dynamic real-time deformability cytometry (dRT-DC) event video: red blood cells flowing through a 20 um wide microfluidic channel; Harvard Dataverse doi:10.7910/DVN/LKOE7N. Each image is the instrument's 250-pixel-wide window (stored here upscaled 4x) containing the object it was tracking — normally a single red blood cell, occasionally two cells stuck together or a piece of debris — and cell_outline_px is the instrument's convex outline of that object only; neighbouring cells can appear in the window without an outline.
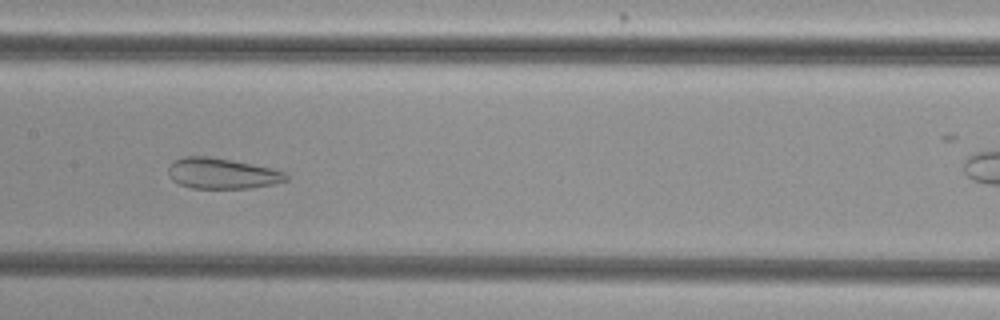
{"species": "common noctule bat (a hibernating species)", "species_latin": "Nyctalus noctula", "temperature_condition": "cold", "stored_images_in_passage": 45, "camera_frame_rate_fps": 3000, "um_per_image_px": 0.085, "animal": {"sex": "female", "body_mass_g": 29.2, "forearm_length_mm": 56.3}, "frame": {"image": 1, "passage_image": 17, "time_ms": 5.333, "image_size_px": [1000, 320], "cell_outline_px": [[288, 180], [272, 184], [252, 188], [192, 188], [180, 184], [172, 180], [168, 176], [168, 168], [172, 160], [184, 156], [208, 156], [232, 160], [272, 168], [284, 172], [288, 176]], "centroid_in_image_um": [18.84, 14.73], "position_along_channel_um": 188.6, "area_um2": 21.15}}
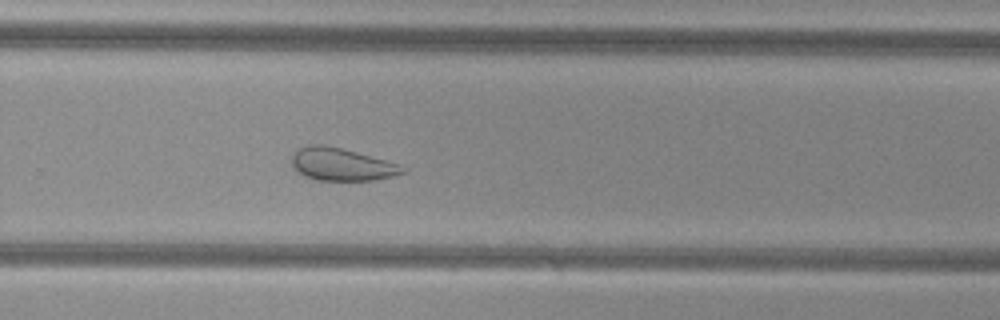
{"frame": {"image": 2, "passage_image": 26, "time_ms": 8.333, "image_size_px": [1000, 320], "cell_outline_px": [[408, 172], [392, 176], [372, 180], [316, 180], [304, 176], [292, 164], [292, 156], [296, 148], [308, 144], [324, 144], [356, 152], [400, 164], [408, 168]], "centroid_in_image_um": [29.05, 13.96], "position_along_channel_um": 300.7, "area_um2": 21.1}}
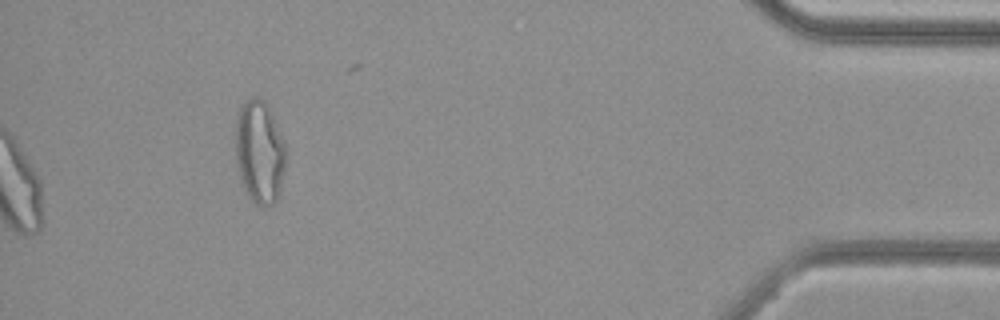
{"frame": {"image": 3, "passage_image": 45, "time_ms": 14.667, "image_size_px": [1000, 320], "cell_outline_px": [[288, 156], [280, 192], [276, 200], [272, 204], [264, 208], [256, 204], [248, 196], [240, 180], [236, 160], [236, 116], [244, 100], [256, 96], [264, 100], [272, 112], [288, 148]], "centroid_in_image_um": [22.1, 12.91], "position_along_channel_um": 413.1, "area_um2": 31.15}, "authors_computed_cell_mechanics": {"area_um2": 26.5302, "velocity_mm_per_s": 3.7525, "shape_relaxation_time_tau1_ms": null, "shape_relaxation_time_tau2_ms": 1.6754, "deformation_change_tau1": null, "deformation_change_tau2": 0.0871}}